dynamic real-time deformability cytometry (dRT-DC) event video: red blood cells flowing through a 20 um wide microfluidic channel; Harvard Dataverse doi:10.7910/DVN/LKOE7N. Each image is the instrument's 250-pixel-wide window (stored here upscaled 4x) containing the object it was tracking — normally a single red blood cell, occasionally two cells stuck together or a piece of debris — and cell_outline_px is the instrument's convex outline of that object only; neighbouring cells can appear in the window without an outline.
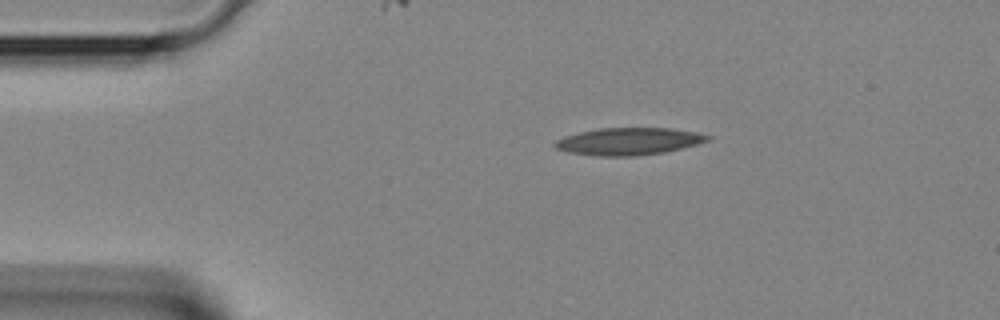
{"species": "Egyptian fruit bat (a non-hibernating species)", "species_latin": "Rousettus aegyptiacus", "temperature_condition": "room temperature", "stored_images_in_passage": 2, "camera_frame_rate_fps": 3000, "um_per_image_px": 0.085, "animal": {"sex": "female"}, "frame": {"image": 1, "passage_image": 1, "time_ms": 0.0, "image_size_px": [1000, 320], "cell_outline_px": [[712, 140], [664, 152], [636, 156], [596, 156], [568, 152], [556, 148], [552, 144], [556, 140], [564, 136], [580, 132], [600, 128], [672, 128], [696, 132], [712, 136]], "centroid_in_image_um": [53.44, 12.01], "position_along_channel_um": 31.6, "area_um2": 24.28}}